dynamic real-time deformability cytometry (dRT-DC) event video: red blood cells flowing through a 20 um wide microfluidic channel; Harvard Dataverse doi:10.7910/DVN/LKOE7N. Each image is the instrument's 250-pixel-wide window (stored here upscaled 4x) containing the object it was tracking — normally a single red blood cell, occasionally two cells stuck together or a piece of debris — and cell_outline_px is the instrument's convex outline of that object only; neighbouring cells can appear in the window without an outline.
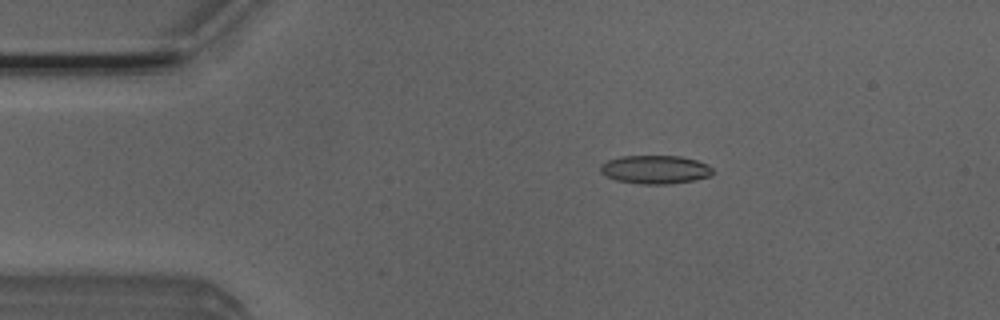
{"species": "Egyptian fruit bat (a non-hibernating species)", "species_latin": "Rousettus aegyptiacus", "temperature_condition": "room temperature", "stored_images_in_passage": 40, "camera_frame_rate_fps": 3000, "um_per_image_px": 0.085, "animal": {"sex": "male"}, "frame": {"image": 1, "passage_image": 9, "time_ms": 2.667, "image_size_px": [1000, 320], "cell_outline_px": [[712, 176], [672, 184], [640, 184], [616, 180], [604, 176], [600, 172], [600, 164], [608, 160], [620, 156], [680, 156], [696, 160], [708, 164], [712, 168]], "centroid_in_image_um": [55.67, 14.41], "position_along_channel_um": 29.3, "area_um2": 18.79}}
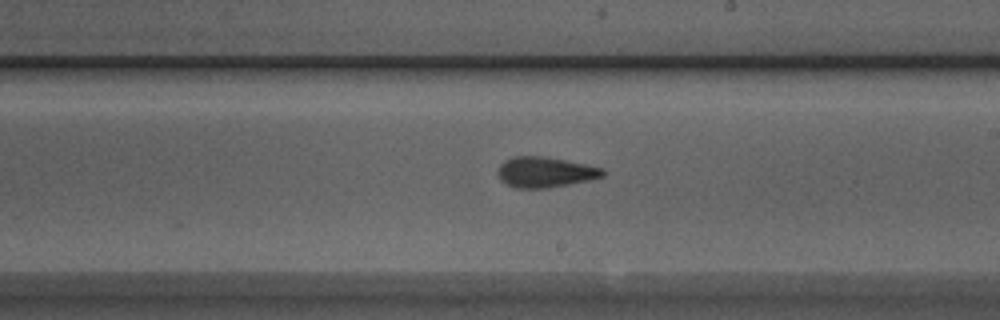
{"frame": {"image": 2, "passage_image": 29, "time_ms": 9.333, "image_size_px": [1000, 320], "cell_outline_px": [[604, 176], [588, 180], [548, 188], [516, 188], [500, 180], [496, 172], [500, 164], [504, 160], [512, 156], [544, 156], [604, 168]], "centroid_in_image_um": [46.29, 14.62], "position_along_channel_um": 242.7, "area_um2": 18.61}}
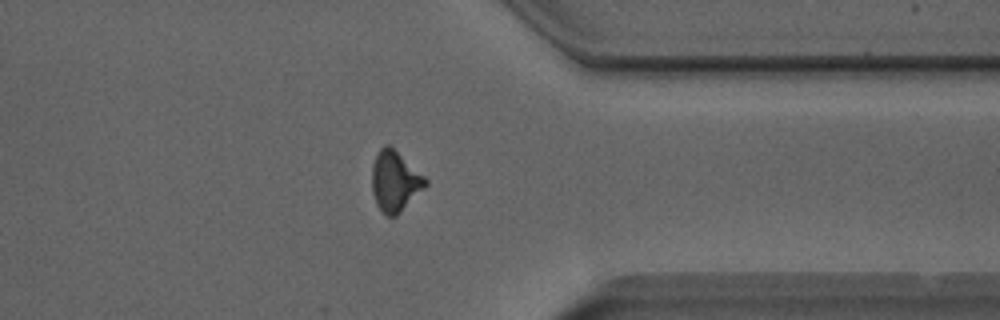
{"frame": {"image": 3, "passage_image": 40, "time_ms": 13.0, "image_size_px": [1000, 320], "cell_outline_px": [[428, 184], [396, 216], [388, 216], [376, 204], [372, 192], [372, 164], [380, 148], [384, 144], [388, 144], [424, 176], [428, 180]], "centroid_in_image_um": [33.55, 15.4], "position_along_channel_um": 377.8, "area_um2": 18.5}, "authors_computed_cell_mechanics": {"area_um2": 18.496, "velocity_mm_per_s": 3.9298, "shape_relaxation_time_tau1_ms": 9.7083, "shape_relaxation_time_tau2_ms": 2.6034, "deformation_change_tau1": 0.1989, "deformation_change_tau2": 0.1156}}